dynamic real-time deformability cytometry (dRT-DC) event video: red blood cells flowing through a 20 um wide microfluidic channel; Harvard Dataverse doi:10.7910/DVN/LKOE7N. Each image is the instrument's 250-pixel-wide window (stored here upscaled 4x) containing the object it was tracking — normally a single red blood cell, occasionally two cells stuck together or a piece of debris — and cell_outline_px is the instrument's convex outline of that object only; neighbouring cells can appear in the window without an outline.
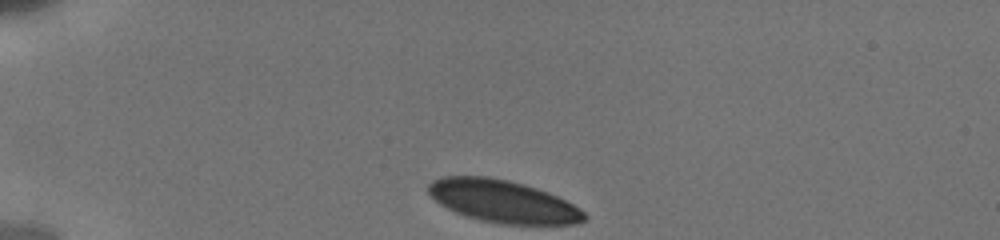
{"species": "human", "species_latin": "Homo sapiens", "temperature_condition": "cold", "stored_images_in_passage": 7, "camera_frame_rate_fps": 3000, "um_per_image_px": 0.085, "donor": {"sex": "male"}, "frame": {"image": 1, "passage_image": 1, "time_ms": 0.0, "image_size_px": [1000, 240], "cell_outline_px": [[588, 220], [576, 224], [500, 224], [480, 220], [456, 212], [440, 204], [428, 192], [428, 184], [432, 180], [440, 176], [488, 176], [508, 180], [536, 188], [548, 192], [580, 208], [588, 216]], "centroid_in_image_um": [42.76, 17.11], "position_along_channel_um": 42.2, "area_um2": 38.49}}